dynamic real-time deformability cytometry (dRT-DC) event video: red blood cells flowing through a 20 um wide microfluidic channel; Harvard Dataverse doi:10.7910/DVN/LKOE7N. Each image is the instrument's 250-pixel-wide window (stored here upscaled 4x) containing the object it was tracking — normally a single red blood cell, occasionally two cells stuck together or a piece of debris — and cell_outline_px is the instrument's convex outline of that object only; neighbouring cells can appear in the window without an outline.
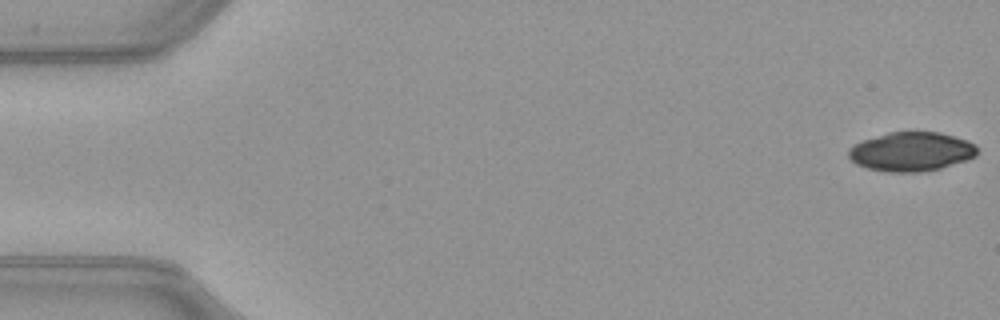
{"species": "common noctule bat (a hibernating species)", "species_latin": "Nyctalus noctula", "temperature_condition": "warm", "stored_images_in_passage": 51, "camera_frame_rate_fps": 3000, "um_per_image_px": 0.085, "animal": {"sex": "female", "body_mass_g": 21.9}, "frame": {"image": 1, "passage_image": 1, "time_ms": 0.0, "image_size_px": [1000, 320], "cell_outline_px": [[976, 156], [940, 168], [924, 172], [888, 172], [868, 168], [856, 164], [848, 156], [848, 148], [864, 140], [888, 132], [940, 132], [968, 140], [976, 144]], "centroid_in_image_um": [77.46, 12.89], "position_along_channel_um": 7.5, "area_um2": 29.19}}
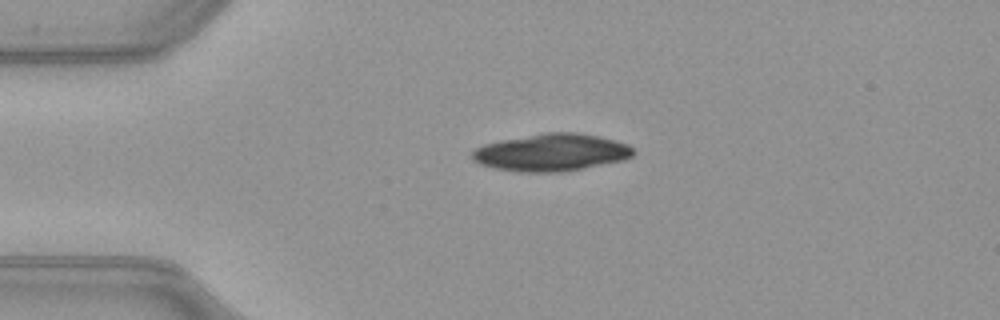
{"frame": {"image": 2, "passage_image": 12, "time_ms": 3.667, "image_size_px": [1000, 320], "cell_outline_px": [[636, 152], [632, 156], [624, 160], [560, 172], [516, 172], [496, 168], [480, 164], [472, 160], [472, 152], [476, 148], [484, 144], [500, 140], [544, 132], [576, 132], [616, 140], [628, 144]], "centroid_in_image_um": [46.86, 12.95], "position_along_channel_um": 38.1, "area_um2": 35.03}}
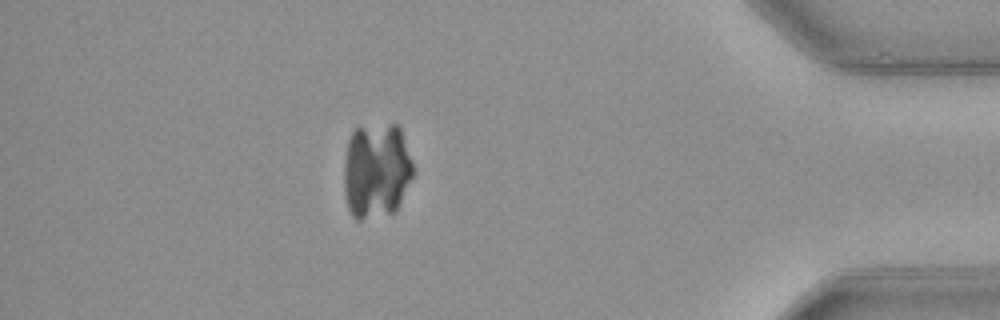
{"frame": {"image": 3, "passage_image": 45, "time_ms": 14.667, "image_size_px": [1000, 320], "cell_outline_px": [[412, 176], [396, 212], [360, 220], [356, 220], [352, 216], [348, 208], [344, 192], [344, 160], [348, 140], [352, 132], [356, 128], [392, 124], [396, 124], [400, 128], [412, 164]], "centroid_in_image_um": [31.96, 14.53], "position_along_channel_um": 403.2, "area_um2": 38.49}}